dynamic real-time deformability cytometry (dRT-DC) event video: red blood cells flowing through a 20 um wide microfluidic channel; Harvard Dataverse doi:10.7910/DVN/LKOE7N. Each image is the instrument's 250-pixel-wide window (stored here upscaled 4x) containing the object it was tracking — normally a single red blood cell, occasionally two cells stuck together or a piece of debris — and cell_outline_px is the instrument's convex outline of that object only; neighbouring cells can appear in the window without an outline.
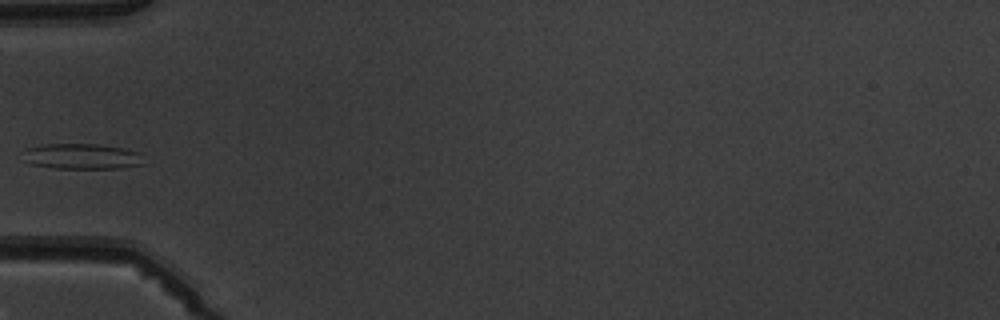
{"species": "common noctule bat (a hibernating species)", "species_latin": "Nyctalus noctula", "temperature_condition": "warm", "stored_images_in_passage": 4, "camera_frame_rate_fps": 3000, "um_per_image_px": 0.085, "animal": {"sex": "male", "body_mass_g": 19.5, "forearm_length_mm": 54.6}, "frame": {"image": 1, "passage_image": 3, "time_ms": 3.333, "image_size_px": [1000, 320], "cell_outline_px": [[148, 164], [120, 168], [56, 168], [32, 164], [24, 160], [20, 152], [24, 148], [44, 144], [100, 144], [124, 148], [136, 152]], "centroid_in_image_um": [6.92, 13.29], "position_along_channel_um": 78.1, "area_um2": 18.21}}